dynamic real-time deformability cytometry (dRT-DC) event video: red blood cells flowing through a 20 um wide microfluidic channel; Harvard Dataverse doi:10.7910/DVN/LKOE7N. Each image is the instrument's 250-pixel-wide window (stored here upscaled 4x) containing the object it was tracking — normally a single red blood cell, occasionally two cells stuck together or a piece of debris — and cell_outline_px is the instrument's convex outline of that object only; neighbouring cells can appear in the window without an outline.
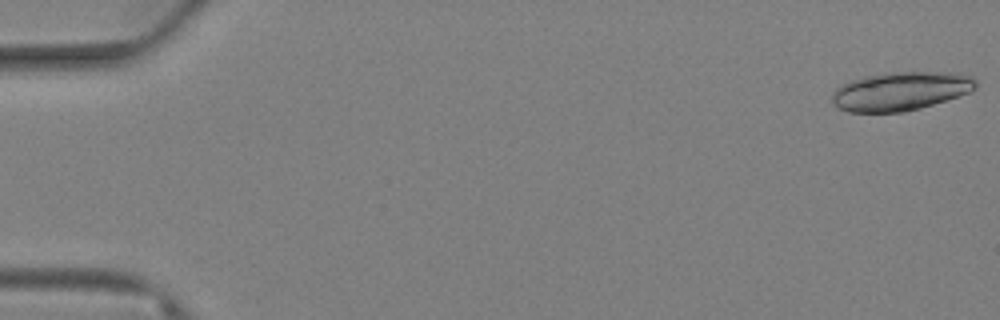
{"species": "Egyptian fruit bat (a non-hibernating species)", "species_latin": "Rousettus aegyptiacus", "temperature_condition": "warm", "stored_images_in_passage": 19, "camera_frame_rate_fps": 3000, "um_per_image_px": 0.085, "animal": {"sex": "female"}, "frame": {"image": 1, "passage_image": 1, "time_ms": 0.0, "image_size_px": [1000, 320], "cell_outline_px": [[976, 88], [972, 92], [920, 108], [904, 112], [848, 112], [836, 108], [832, 104], [832, 92], [836, 88], [852, 80], [864, 76], [884, 72], [960, 72], [972, 76], [976, 80]], "centroid_in_image_um": [76.56, 7.74], "position_along_channel_um": 8.4, "area_um2": 32.83}}